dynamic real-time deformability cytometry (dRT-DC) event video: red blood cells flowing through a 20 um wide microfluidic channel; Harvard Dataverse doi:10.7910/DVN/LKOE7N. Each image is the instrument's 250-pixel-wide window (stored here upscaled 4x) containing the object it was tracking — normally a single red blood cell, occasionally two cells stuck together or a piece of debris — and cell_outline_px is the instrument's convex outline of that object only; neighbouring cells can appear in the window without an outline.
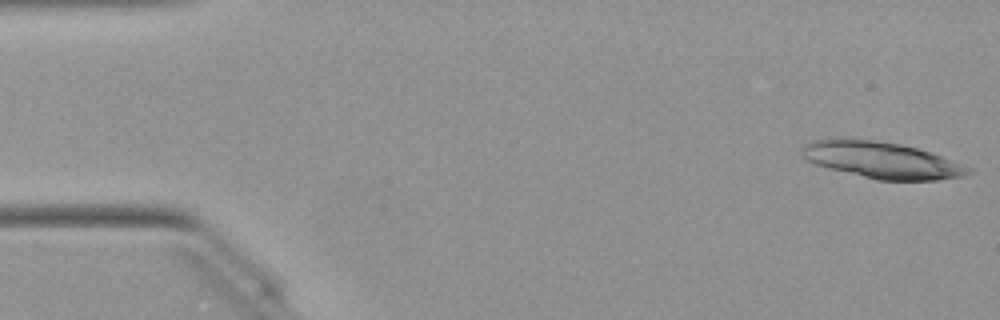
{"species": "Egyptian fruit bat (a non-hibernating species)", "species_latin": "Rousettus aegyptiacus", "temperature_condition": "warm", "stored_images_in_passage": 12, "camera_frame_rate_fps": 3000, "um_per_image_px": 0.085, "animal": {"sex": "female"}, "frame": {"image": 1, "passage_image": 1, "time_ms": 0.0, "image_size_px": [1000, 320], "cell_outline_px": [[976, 168], [972, 172], [964, 176], [940, 180], [876, 180], [828, 168], [816, 164], [808, 160], [800, 152], [800, 148], [804, 144], [812, 140], [836, 136], [848, 136], [900, 144], [916, 148]], "centroid_in_image_um": [74.9, 13.58], "position_along_channel_um": 10.1, "area_um2": 36.07}}